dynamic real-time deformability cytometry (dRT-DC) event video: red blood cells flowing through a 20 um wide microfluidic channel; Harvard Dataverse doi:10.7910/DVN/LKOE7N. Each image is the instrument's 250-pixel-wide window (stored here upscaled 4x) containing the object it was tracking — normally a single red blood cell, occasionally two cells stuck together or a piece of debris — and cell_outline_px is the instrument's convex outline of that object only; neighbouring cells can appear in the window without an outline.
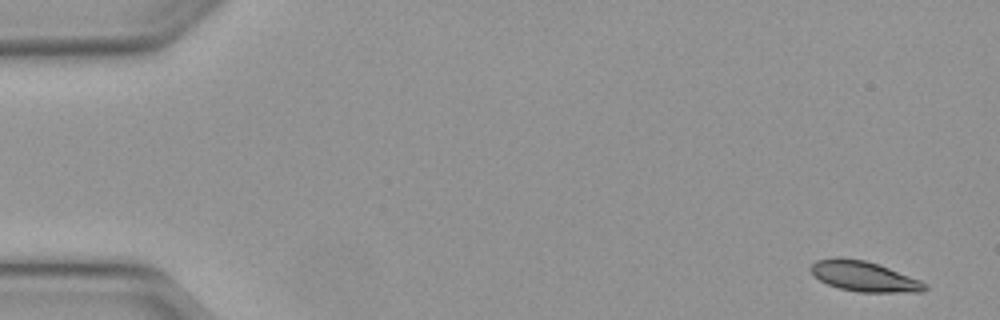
{"species": "Egyptian fruit bat (a non-hibernating species)", "species_latin": "Rousettus aegyptiacus", "temperature_condition": "warm", "stored_images_in_passage": 48, "camera_frame_rate_fps": 3000, "um_per_image_px": 0.085, "animal": {"sex": "female"}, "frame": {"image": 1, "passage_image": 1, "time_ms": 0.0, "image_size_px": [1000, 320], "cell_outline_px": [[928, 288], [920, 292], [860, 292], [840, 288], [828, 284], [820, 280], [808, 268], [816, 260], [836, 256], [840, 256], [864, 260], [888, 268], [920, 280]], "centroid_in_image_um": [73.39, 23.47], "position_along_channel_um": 11.6, "area_um2": 19.88}}
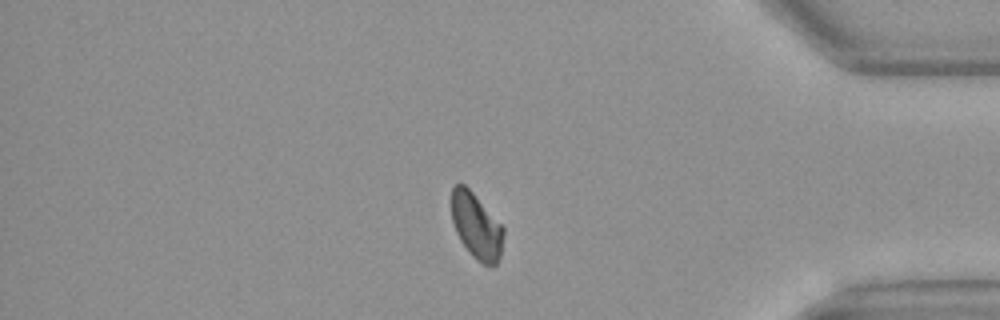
{"frame": {"image": 2, "passage_image": 41, "time_ms": 13.333, "image_size_px": [1000, 320], "cell_outline_px": [[504, 236], [500, 256], [496, 264], [484, 264], [472, 256], [468, 252], [460, 240], [456, 232], [452, 220], [452, 188], [456, 184], [464, 184], [472, 192], [504, 228]], "centroid_in_image_um": [40.49, 19.22], "position_along_channel_um": 394.7, "area_um2": 19.54}}
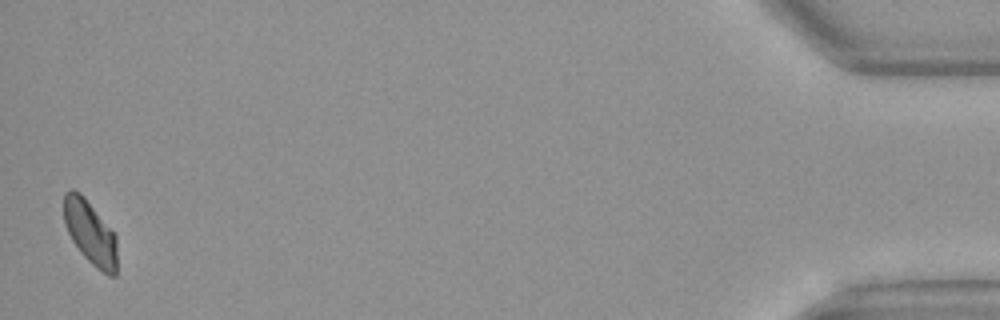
{"frame": {"image": 3, "passage_image": 48, "time_ms": 15.667, "image_size_px": [1000, 320], "cell_outline_px": [[116, 276], [108, 276], [96, 268], [80, 252], [72, 240], [64, 224], [64, 192], [72, 188], [80, 192], [116, 236]], "centroid_in_image_um": [7.65, 19.78], "position_along_channel_um": 427.6, "area_um2": 19.59}, "authors_computed_cell_mechanics": {"area_um2": 20.6057, "velocity_mm_per_s": 4.0923, "shape_relaxation_time_tau1_ms": 6.7458, "shape_relaxation_time_tau2_ms": null, "deformation_change_tau1": 0.1362, "deformation_change_tau2": null}}